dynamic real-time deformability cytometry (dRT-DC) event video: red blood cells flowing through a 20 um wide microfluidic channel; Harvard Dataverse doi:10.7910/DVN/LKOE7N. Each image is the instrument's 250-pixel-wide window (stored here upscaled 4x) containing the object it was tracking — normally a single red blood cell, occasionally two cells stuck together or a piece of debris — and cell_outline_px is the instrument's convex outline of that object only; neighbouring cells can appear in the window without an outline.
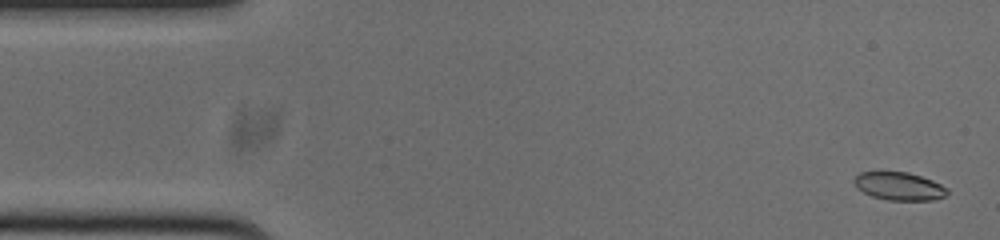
{"species": "common noctule bat (a hibernating species)", "species_latin": "Nyctalus noctula", "temperature_condition": "cold", "stored_images_in_passage": 53, "camera_frame_rate_fps": 3000, "um_per_image_px": 0.085, "animal": {"sex": "male", "body_mass_g": 20.0, "forearm_length_mm": 53.3}, "frame": {"image": 1, "passage_image": 2, "time_ms": 0.333, "image_size_px": [1000, 240], "cell_outline_px": [[948, 192], [944, 196], [932, 200], [888, 200], [872, 196], [856, 188], [852, 180], [860, 172], [908, 172], [932, 180], [948, 188]], "centroid_in_image_um": [76.41, 15.82], "position_along_channel_um": 8.6, "area_um2": 15.14}}
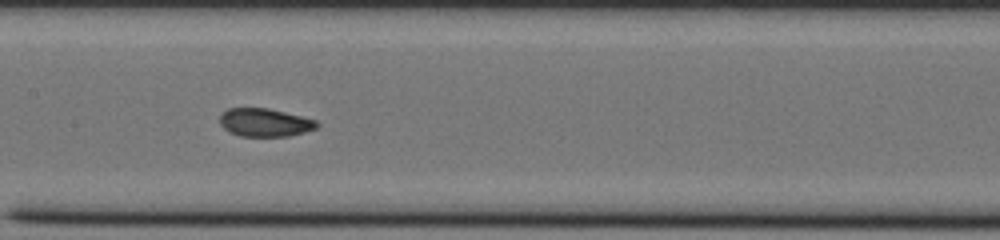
{"frame": {"image": 2, "passage_image": 25, "time_ms": 8.0, "image_size_px": [1000, 240], "cell_outline_px": [[320, 124], [316, 128], [304, 132], [288, 136], [240, 136], [228, 132], [220, 124], [220, 112], [228, 108], [268, 108], [316, 120]], "centroid_in_image_um": [22.47, 10.41], "position_along_channel_um": 184.9, "area_um2": 15.95}}
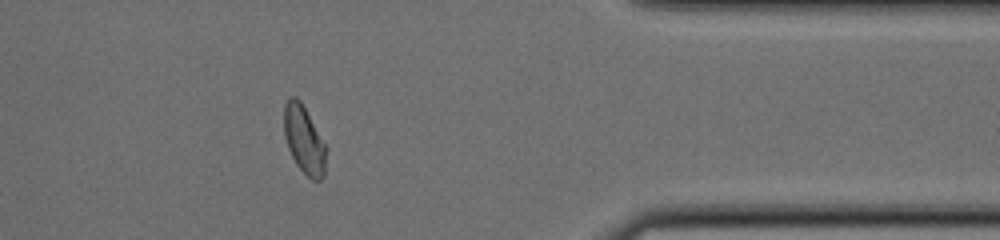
{"frame": {"image": 3, "passage_image": 43, "time_ms": 14.0, "image_size_px": [1000, 240], "cell_outline_px": [[328, 148], [324, 176], [320, 180], [312, 180], [296, 164], [288, 148], [284, 136], [284, 104], [292, 96], [296, 96], [300, 100]], "centroid_in_image_um": [25.87, 11.89], "position_along_channel_um": 385.5, "area_um2": 16.76}, "authors_computed_cell_mechanics": {"area_um2": 16.473, "velocity_mm_per_s": 3.759, "shape_relaxation_time_tau1_ms": 5.9724, "shape_relaxation_time_tau2_ms": 1.339, "deformation_change_tau1": 0.1584, "deformation_change_tau2": 0.0581}}